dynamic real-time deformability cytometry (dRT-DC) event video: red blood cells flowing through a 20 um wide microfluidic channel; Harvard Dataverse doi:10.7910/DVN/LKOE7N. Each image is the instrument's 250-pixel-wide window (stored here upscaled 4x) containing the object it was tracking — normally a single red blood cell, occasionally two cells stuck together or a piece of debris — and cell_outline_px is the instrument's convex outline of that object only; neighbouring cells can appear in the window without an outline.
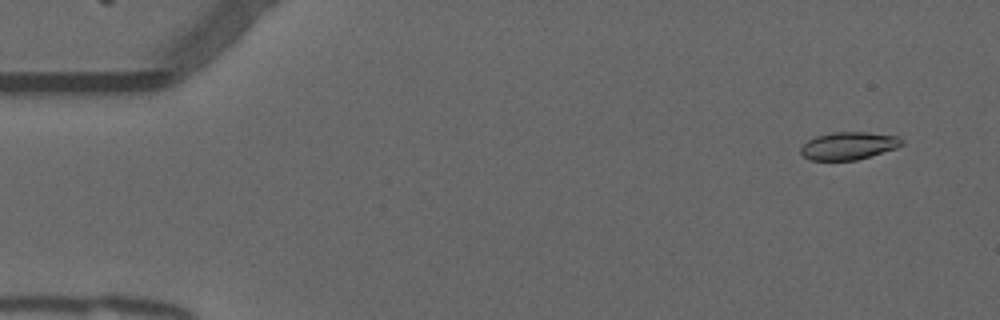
{"species": "common noctule bat (a hibernating species)", "species_latin": "Nyctalus noctula", "temperature_condition": "warm", "stored_images_in_passage": 51, "camera_frame_rate_fps": 3000, "um_per_image_px": 0.085, "animal": {"sex": "male", "forearm_length_mm": 52.5}, "frame": {"image": 1, "passage_image": 1, "time_ms": 0.0, "image_size_px": [1000, 320], "cell_outline_px": [[904, 144], [896, 148], [856, 160], [812, 160], [804, 156], [800, 152], [800, 148], [808, 140], [816, 136], [832, 132], [868, 132], [900, 136], [904, 140]], "centroid_in_image_um": [72.16, 12.38], "position_along_channel_um": 12.8, "area_um2": 16.3}}
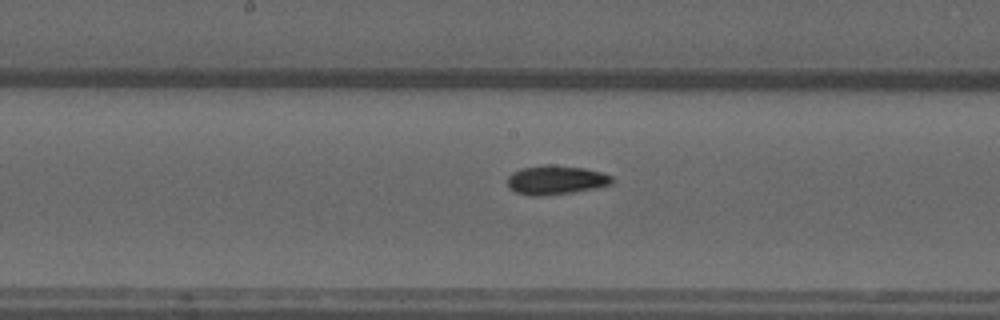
{"frame": {"image": 2, "passage_image": 25, "time_ms": 8.0, "image_size_px": [1000, 320], "cell_outline_px": [[612, 184], [596, 188], [576, 192], [548, 196], [532, 196], [516, 192], [508, 188], [508, 176], [512, 172], [520, 168], [548, 164], [584, 168], [600, 172], [612, 176]], "centroid_in_image_um": [47.23, 15.31], "position_along_channel_um": 201.0, "area_um2": 17.92}}
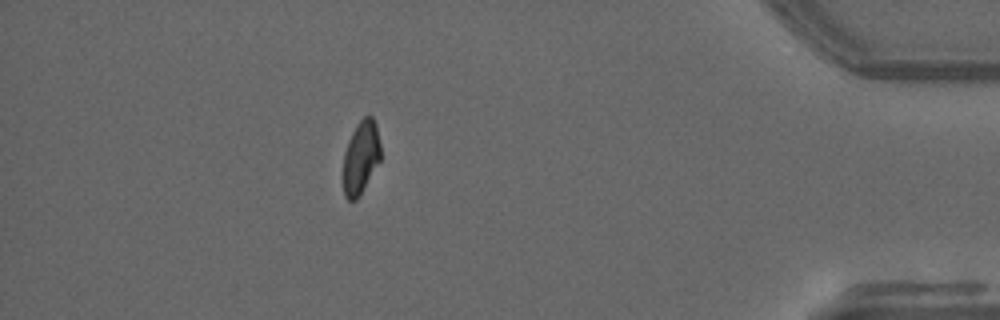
{"frame": {"image": 3, "passage_image": 45, "time_ms": 14.667, "image_size_px": [1000, 320], "cell_outline_px": [[380, 160], [356, 200], [348, 200], [344, 196], [344, 152], [348, 140], [356, 124], [364, 116], [372, 116], [376, 124], [380, 144]], "centroid_in_image_um": [30.67, 13.34], "position_along_channel_um": 404.5, "area_um2": 15.66}, "authors_computed_cell_mechanics": {"area_um2": 16.8776, "velocity_mm_per_s": 3.8057, "shape_relaxation_time_tau1_ms": 4.5346, "shape_relaxation_time_tau2_ms": 4.3072, "deformation_change_tau1": 0.1485, "deformation_change_tau2": 0.0804}}